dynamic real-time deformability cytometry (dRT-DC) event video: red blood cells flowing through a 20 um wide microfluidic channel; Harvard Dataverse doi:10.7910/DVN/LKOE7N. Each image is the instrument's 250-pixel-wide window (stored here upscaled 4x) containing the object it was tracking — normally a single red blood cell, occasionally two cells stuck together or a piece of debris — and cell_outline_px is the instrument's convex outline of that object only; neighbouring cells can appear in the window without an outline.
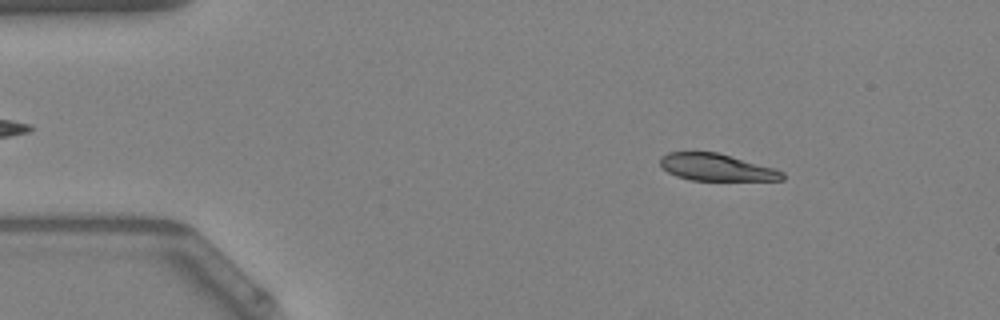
{"species": "Egyptian fruit bat (a non-hibernating species)", "species_latin": "Rousettus aegyptiacus", "temperature_condition": "warm", "stored_images_in_passage": 8, "camera_frame_rate_fps": 3000, "um_per_image_px": 0.085, "animal": {"sex": "female"}, "frame": {"image": 1, "passage_image": 1, "time_ms": 0.0, "image_size_px": [1000, 320], "cell_outline_px": [[784, 180], [692, 180], [676, 176], [668, 172], [660, 164], [660, 156], [668, 152], [716, 152], [776, 168], [784, 172]], "centroid_in_image_um": [60.91, 14.22], "position_along_channel_um": 24.1, "area_um2": 19.19}}